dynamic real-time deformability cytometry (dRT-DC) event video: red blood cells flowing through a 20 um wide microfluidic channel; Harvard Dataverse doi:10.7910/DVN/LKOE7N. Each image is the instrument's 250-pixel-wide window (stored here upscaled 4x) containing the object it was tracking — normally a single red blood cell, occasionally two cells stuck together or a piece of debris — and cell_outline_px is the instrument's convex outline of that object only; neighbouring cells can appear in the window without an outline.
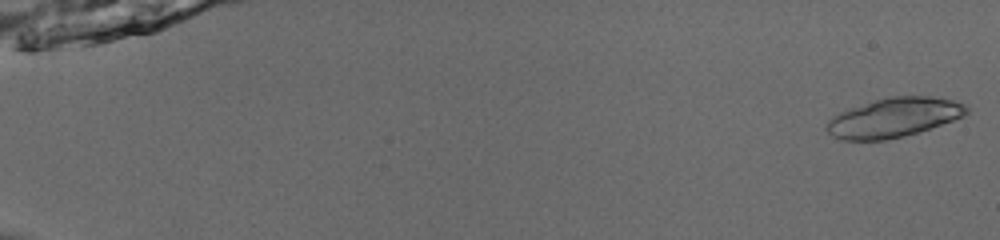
{"species": "common noctule bat (a hibernating species)", "species_latin": "Nyctalus noctula", "temperature_condition": "room temperature", "stored_images_in_passage": 34, "camera_frame_rate_fps": 3000, "um_per_image_px": 0.085, "animal": {"sex": "male", "body_mass_g": 13.0, "forearm_length_mm": 53.1}, "frame": {"image": 1, "passage_image": 1, "time_ms": 0.0, "image_size_px": [1000, 240], "cell_outline_px": [[968, 112], [964, 116], [904, 136], [884, 140], [840, 140], [832, 136], [824, 128], [828, 120], [832, 116], [840, 112], [876, 100], [892, 96], [928, 96], [952, 100], [964, 104], [968, 108]], "centroid_in_image_um": [75.93, 10.0], "position_along_channel_um": 9.1, "area_um2": 31.62}}